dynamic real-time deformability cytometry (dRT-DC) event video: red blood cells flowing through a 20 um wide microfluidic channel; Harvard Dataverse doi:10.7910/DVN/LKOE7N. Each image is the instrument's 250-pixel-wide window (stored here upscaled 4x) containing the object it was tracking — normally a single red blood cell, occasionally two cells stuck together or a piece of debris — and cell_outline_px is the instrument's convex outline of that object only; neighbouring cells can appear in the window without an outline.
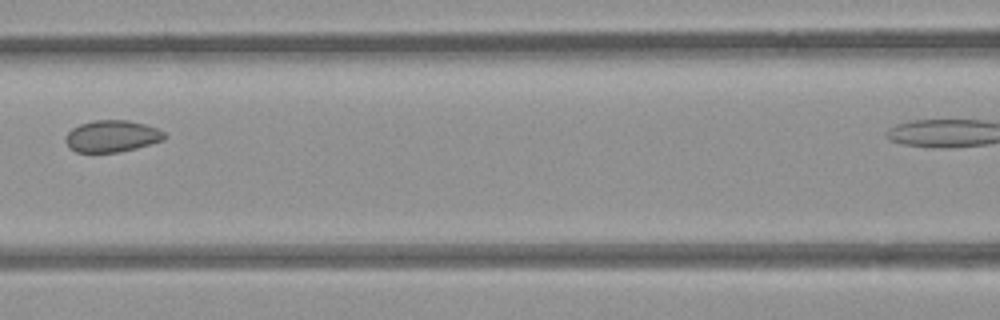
{"species": "common noctule bat (a hibernating species)", "species_latin": "Nyctalus noctula", "temperature_condition": "room temperature", "stored_images_in_passage": 6, "segment_of_instrument_passage": [1, 2], "camera_frame_rate_fps": 3000, "um_per_image_px": 0.085, "animal": {"sex": "female", "body_mass_g": 21.9}, "frame": {"image": 1, "passage_image": 4, "time_ms": 1.0, "image_size_px": [1000, 320], "cell_outline_px": [[168, 136], [164, 140], [136, 148], [120, 152], [76, 152], [64, 140], [64, 136], [72, 128], [80, 124], [96, 120], [128, 120], [144, 124], [156, 128], [164, 132]], "centroid_in_image_um": [9.53, 11.57], "position_along_channel_um": 157.1, "area_um2": 18.26}}
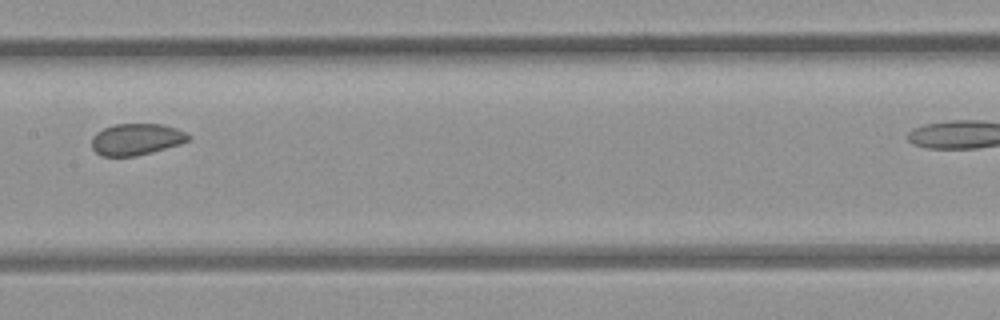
{"frame": {"image": 2, "passage_image": 5, "time_ms": 1.333, "image_size_px": [1000, 320], "cell_outline_px": [[192, 136], [188, 140], [180, 144], [152, 152], [136, 156], [100, 156], [92, 148], [92, 136], [96, 132], [104, 128], [116, 124], [164, 124], [176, 128]], "centroid_in_image_um": [11.58, 11.84], "position_along_channel_um": 195.8, "area_um2": 17.8}}